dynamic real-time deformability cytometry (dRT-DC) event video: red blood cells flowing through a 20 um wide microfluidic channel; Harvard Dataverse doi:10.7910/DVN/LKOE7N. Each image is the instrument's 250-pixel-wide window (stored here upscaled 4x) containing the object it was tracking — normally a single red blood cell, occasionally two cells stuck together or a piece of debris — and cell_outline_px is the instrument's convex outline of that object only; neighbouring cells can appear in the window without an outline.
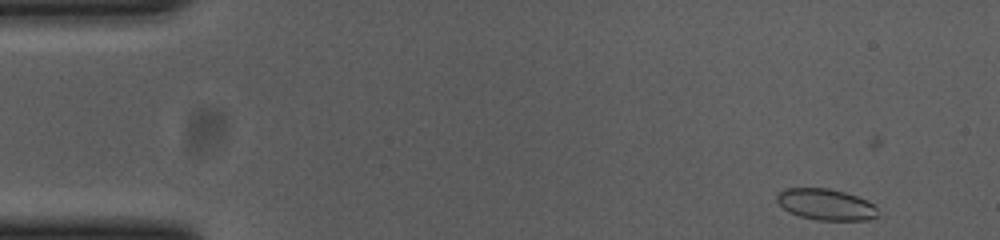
{"species": "common noctule bat (a hibernating species)", "species_latin": "Nyctalus noctula", "temperature_condition": "cold", "stored_images_in_passage": 11, "camera_frame_rate_fps": 3000, "um_per_image_px": 0.085, "animal": {"sex": "female", "body_mass_g": 23.0, "forearm_length_mm": 53.4}, "frame": {"image": 1, "passage_image": 1, "time_ms": 0.0, "image_size_px": [1000, 240], "cell_outline_px": [[876, 216], [868, 220], [816, 220], [800, 216], [788, 212], [776, 200], [776, 196], [784, 188], [828, 188], [844, 192], [856, 196], [872, 204], [876, 208]], "centroid_in_image_um": [70.15, 17.38], "position_along_channel_um": 14.9, "area_um2": 18.15}}